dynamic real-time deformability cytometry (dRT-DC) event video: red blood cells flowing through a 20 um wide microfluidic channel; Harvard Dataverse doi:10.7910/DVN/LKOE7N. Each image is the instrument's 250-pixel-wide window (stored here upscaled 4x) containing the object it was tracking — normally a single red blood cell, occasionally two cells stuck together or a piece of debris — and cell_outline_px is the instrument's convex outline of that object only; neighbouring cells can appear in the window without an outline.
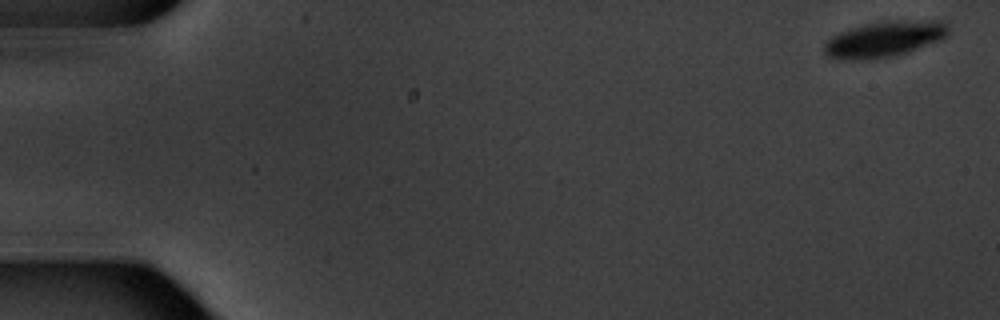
{"species": "common noctule bat (a hibernating species)", "species_latin": "Nyctalus noctula", "temperature_condition": "warm", "stored_images_in_passage": 8, "camera_frame_rate_fps": 3000, "um_per_image_px": 0.085, "animal": {"sex": "male", "body_mass_g": 20.1, "forearm_length_mm": 53.5}, "frame": {"image": 1, "passage_image": 1, "time_ms": 0.0, "image_size_px": [1000, 320], "cell_outline_px": [[948, 36], [940, 40], [908, 52], [892, 56], [872, 60], [836, 60], [828, 56], [824, 52], [824, 44], [832, 36], [840, 32], [852, 28], [868, 24], [932, 20], [944, 20], [948, 24]], "centroid_in_image_um": [75.17, 3.37], "position_along_channel_um": 9.8, "area_um2": 25.55}}